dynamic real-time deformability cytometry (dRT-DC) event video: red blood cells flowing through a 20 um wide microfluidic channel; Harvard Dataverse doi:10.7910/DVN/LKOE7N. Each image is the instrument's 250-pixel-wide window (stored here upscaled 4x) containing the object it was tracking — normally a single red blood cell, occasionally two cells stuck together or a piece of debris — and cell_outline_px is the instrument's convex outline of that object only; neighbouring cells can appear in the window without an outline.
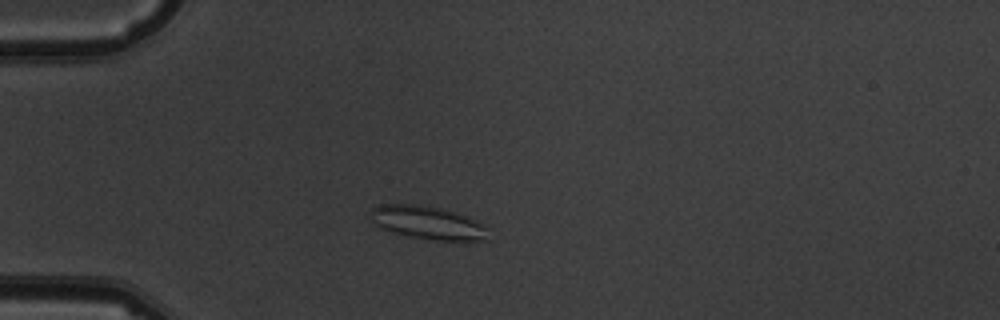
{"species": "common noctule bat (a hibernating species)", "species_latin": "Nyctalus noctula", "temperature_condition": "warm", "stored_images_in_passage": 5, "camera_frame_rate_fps": 3000, "um_per_image_px": 0.085, "animal": {"sex": "male", "body_mass_g": 19.5, "forearm_length_mm": 54.6}, "frame": {"image": 1, "passage_image": 4, "time_ms": 3.333, "image_size_px": [1000, 320], "cell_outline_px": [[492, 240], [432, 240], [408, 236], [392, 232], [380, 228], [368, 220], [372, 208], [380, 204], [420, 204], [440, 208], [476, 220], [484, 224], [488, 228]], "centroid_in_image_um": [36.34, 18.94], "position_along_channel_um": 48.7, "area_um2": 23.12}}